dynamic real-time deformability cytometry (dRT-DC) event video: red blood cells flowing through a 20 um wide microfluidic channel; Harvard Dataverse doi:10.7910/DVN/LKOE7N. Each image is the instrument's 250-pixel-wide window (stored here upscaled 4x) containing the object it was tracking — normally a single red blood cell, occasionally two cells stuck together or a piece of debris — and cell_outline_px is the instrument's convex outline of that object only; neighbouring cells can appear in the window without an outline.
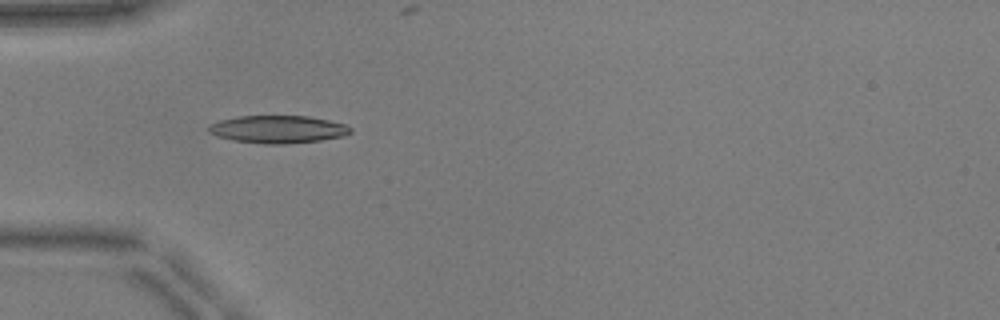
{"species": "common noctule bat (a hibernating species)", "species_latin": "Nyctalus noctula", "temperature_condition": "warm", "stored_images_in_passage": 36, "camera_frame_rate_fps": 3000, "um_per_image_px": 0.085, "animal": {"sex": "male", "body_mass_g": 17.9, "forearm_length_mm": 54.2}, "frame": {"image": 1, "passage_image": 3, "time_ms": 0.667, "image_size_px": [1000, 320], "cell_outline_px": [[352, 132], [344, 136], [320, 140], [284, 144], [264, 144], [236, 140], [216, 136], [208, 132], [208, 124], [220, 120], [236, 116], [308, 116], [328, 120], [344, 124], [352, 128]], "centroid_in_image_um": [23.61, 10.98], "position_along_channel_um": 61.4, "area_um2": 22.83}}
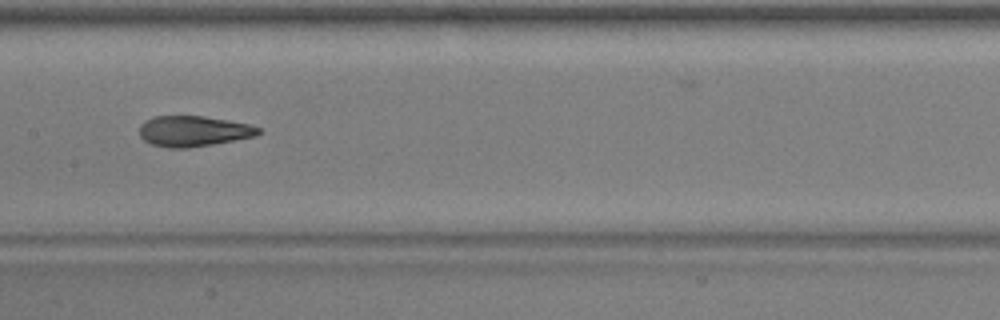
{"frame": {"image": 2, "passage_image": 13, "time_ms": 4.0, "image_size_px": [1000, 320], "cell_outline_px": [[264, 132], [256, 136], [236, 140], [188, 148], [168, 148], [152, 144], [144, 140], [140, 136], [140, 124], [144, 120], [152, 116], [204, 116], [228, 120], [248, 124], [260, 128]], "centroid_in_image_um": [16.45, 11.14], "position_along_channel_um": 191.0, "area_um2": 21.39}}
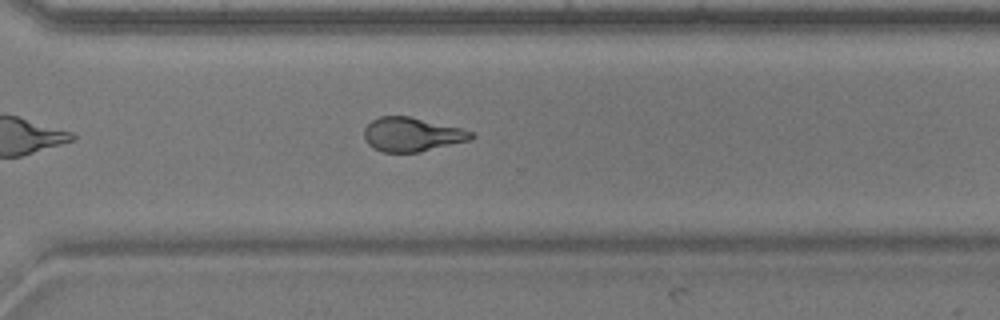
{"frame": {"image": 3, "passage_image": 24, "time_ms": 7.667, "image_size_px": [1000, 320], "cell_outline_px": [[476, 136], [472, 140], [420, 152], [380, 152], [372, 148], [364, 140], [364, 128], [372, 120], [380, 116], [408, 116], [460, 128], [472, 132]], "centroid_in_image_um": [35.0, 11.44], "position_along_channel_um": 335.6, "area_um2": 21.33}, "authors_computed_cell_mechanics": {"area_um2": 21.7617, "velocity_mm_per_s": 3.9571, "shape_relaxation_time_tau1_ms": 10.1114, "shape_relaxation_time_tau2_ms": 1.6698, "deformation_change_tau1": 0.2996, "deformation_change_tau2": 0.0983}}